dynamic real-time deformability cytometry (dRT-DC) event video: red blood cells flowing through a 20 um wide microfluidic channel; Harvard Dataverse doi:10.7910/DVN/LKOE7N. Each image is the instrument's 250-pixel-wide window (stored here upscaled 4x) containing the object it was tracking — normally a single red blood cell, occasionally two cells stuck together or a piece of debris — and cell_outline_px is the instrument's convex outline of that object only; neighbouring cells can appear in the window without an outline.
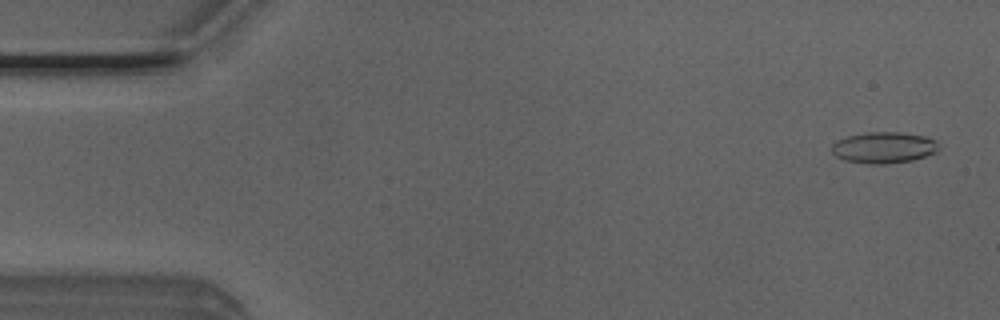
{"species": "Egyptian fruit bat (a non-hibernating species)", "species_latin": "Rousettus aegyptiacus", "temperature_condition": "room temperature", "stored_images_in_passage": 50, "camera_frame_rate_fps": 3000, "um_per_image_px": 0.085, "animal": {"sex": "male"}, "frame": {"image": 1, "passage_image": 2, "time_ms": 0.333, "image_size_px": [1000, 320], "cell_outline_px": [[940, 148], [936, 152], [912, 160], [884, 164], [868, 164], [844, 160], [836, 156], [832, 152], [832, 144], [836, 140], [848, 136], [864, 132], [900, 132], [924, 136], [936, 140], [940, 144]], "centroid_in_image_um": [75.12, 12.54], "position_along_channel_um": 9.9, "area_um2": 19.59}}
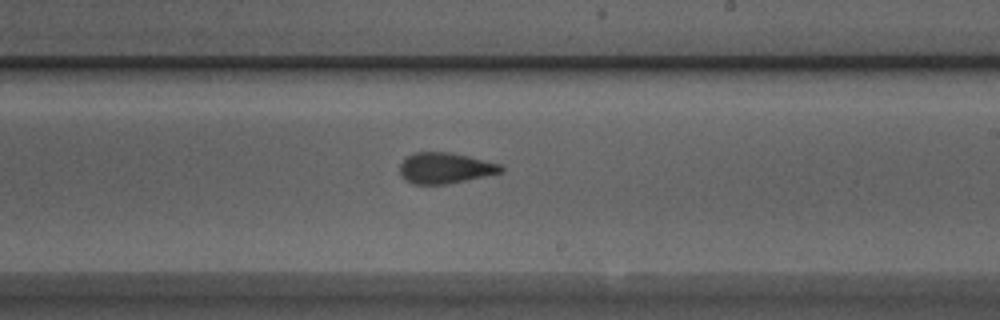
{"frame": {"image": 2, "passage_image": 29, "time_ms": 9.333, "image_size_px": [1000, 320], "cell_outline_px": [[504, 172], [444, 184], [412, 184], [400, 176], [400, 164], [408, 156], [416, 152], [448, 152], [468, 156], [500, 164], [504, 168]], "centroid_in_image_um": [37.82, 14.28], "position_along_channel_um": 251.2, "area_um2": 17.98}}
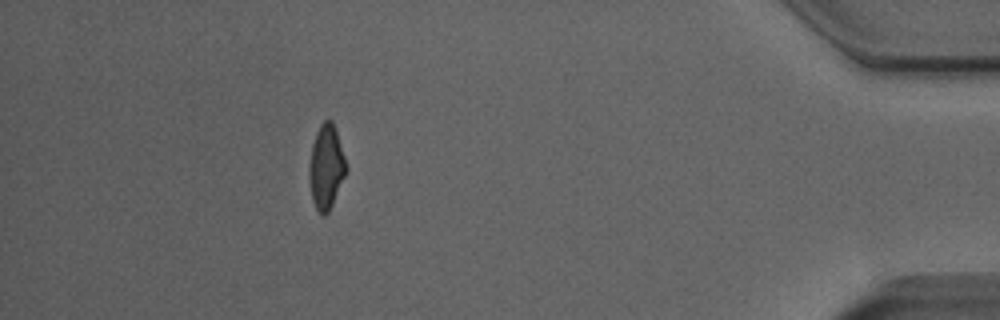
{"frame": {"image": 3, "passage_image": 45, "time_ms": 14.667, "image_size_px": [1000, 320], "cell_outline_px": [[348, 168], [332, 204], [328, 212], [324, 216], [320, 216], [312, 200], [308, 176], [308, 168], [312, 144], [316, 132], [320, 124], [324, 120], [332, 120]], "centroid_in_image_um": [27.7, 14.21], "position_along_channel_um": 407.5, "area_um2": 18.09}, "authors_computed_cell_mechanics": {"area_um2": 18.6405, "velocity_mm_per_s": 4.0367, "shape_relaxation_time_tau1_ms": 10.1823, "shape_relaxation_time_tau2_ms": 1.842, "deformation_change_tau1": 0.206, "deformation_change_tau2": 0.0791}}